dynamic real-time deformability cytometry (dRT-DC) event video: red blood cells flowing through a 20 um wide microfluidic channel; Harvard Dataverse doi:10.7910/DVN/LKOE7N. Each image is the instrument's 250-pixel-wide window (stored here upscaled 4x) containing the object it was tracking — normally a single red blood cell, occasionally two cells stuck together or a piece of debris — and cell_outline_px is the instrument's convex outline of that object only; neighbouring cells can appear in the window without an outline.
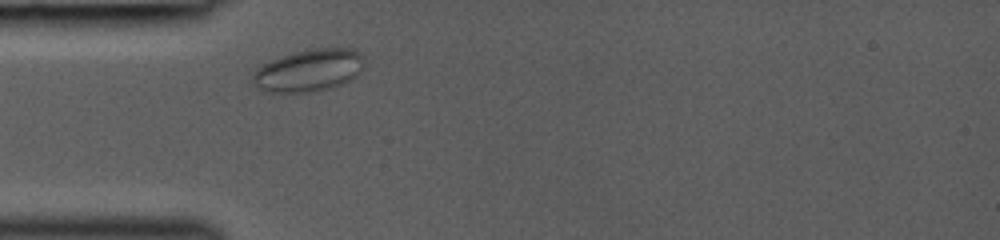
{"species": "common noctule bat (a hibernating species)", "species_latin": "Nyctalus noctula", "temperature_condition": "room temperature", "stored_images_in_passage": 11, "camera_frame_rate_fps": 3000, "um_per_image_px": 0.085, "animal": {"sex": "female", "body_mass_g": 19.0, "forearm_length_mm": 53.3}, "frame": {"image": 1, "passage_image": 1, "time_ms": 0.0, "image_size_px": [1000, 240], "cell_outline_px": [[364, 68], [352, 80], [344, 84], [332, 88], [312, 92], [268, 92], [260, 88], [252, 80], [252, 72], [264, 64], [272, 60], [296, 52], [320, 48], [352, 48], [360, 52], [364, 56]], "centroid_in_image_um": [26.33, 5.99], "position_along_channel_um": 58.7, "area_um2": 27.51}}